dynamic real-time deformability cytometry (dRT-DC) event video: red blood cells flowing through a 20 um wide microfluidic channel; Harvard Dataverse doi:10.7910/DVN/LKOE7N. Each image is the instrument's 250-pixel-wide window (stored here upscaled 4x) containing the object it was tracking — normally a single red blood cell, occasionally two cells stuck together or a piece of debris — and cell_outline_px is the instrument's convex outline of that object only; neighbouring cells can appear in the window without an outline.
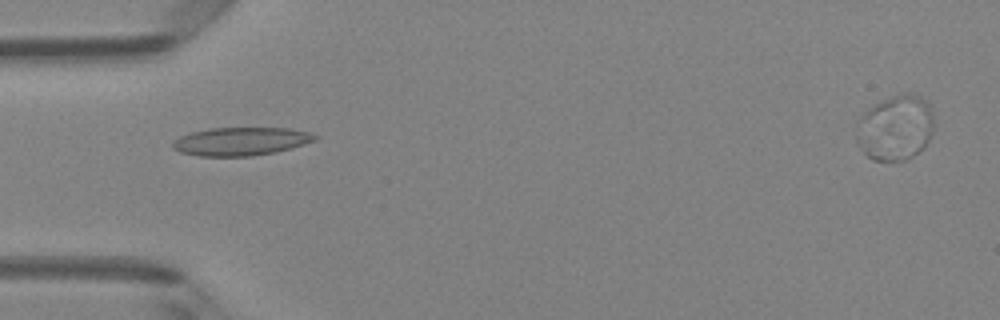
{"species": "Egyptian fruit bat (a non-hibernating species)", "species_latin": "Rousettus aegyptiacus", "temperature_condition": "room temperature", "stored_images_in_passage": 6, "camera_frame_rate_fps": 3000, "um_per_image_px": 0.085, "animal": {"sex": "female"}, "frame": {"image": 1, "passage_image": 5, "time_ms": 1.333, "image_size_px": [1000, 320], "cell_outline_px": [[320, 136], [316, 140], [292, 148], [276, 152], [252, 156], [200, 156], [180, 152], [172, 148], [172, 144], [180, 136], [192, 132], [212, 128], [288, 128], [308, 132]], "centroid_in_image_um": [20.5, 12.02], "position_along_channel_um": 64.5, "area_um2": 23.35}}
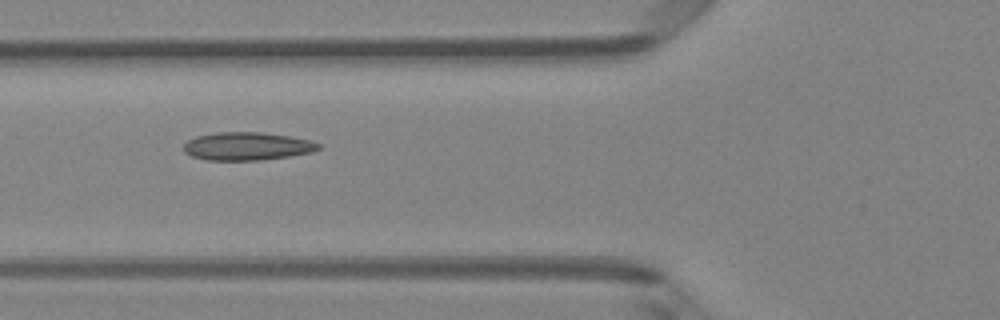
{"frame": {"image": 2, "passage_image": 6, "time_ms": 1.667, "image_size_px": [1000, 320], "cell_outline_px": [[320, 148], [312, 152], [288, 156], [260, 160], [208, 160], [192, 156], [184, 152], [184, 144], [188, 140], [196, 136], [216, 132], [260, 132], [288, 136], [312, 140], [320, 144]], "centroid_in_image_um": [21.0, 12.42], "position_along_channel_um": 104.8, "area_um2": 21.96}}